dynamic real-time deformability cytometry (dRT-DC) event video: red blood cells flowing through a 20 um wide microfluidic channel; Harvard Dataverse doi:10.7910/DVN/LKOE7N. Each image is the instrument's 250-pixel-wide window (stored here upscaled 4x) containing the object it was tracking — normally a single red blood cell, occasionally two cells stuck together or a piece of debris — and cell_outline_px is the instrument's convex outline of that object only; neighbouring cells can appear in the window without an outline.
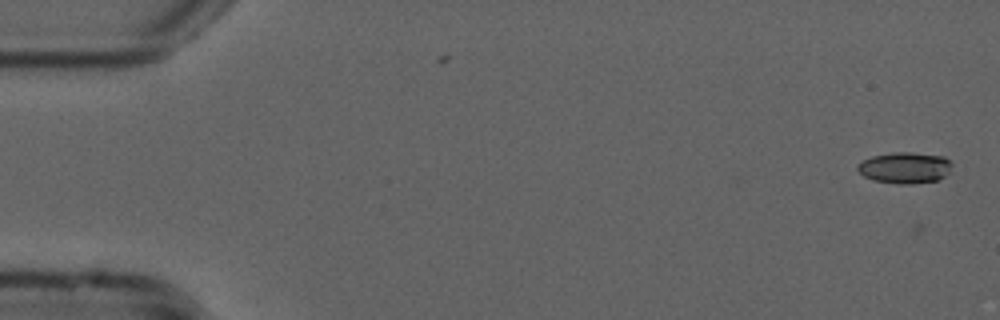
{"species": "common noctule bat (a hibernating species)", "species_latin": "Nyctalus noctula", "temperature_condition": "cold", "stored_images_in_passage": 6, "camera_frame_rate_fps": 3000, "um_per_image_px": 0.085, "animal": {"sex": "male", "forearm_length_mm": 52.5}, "frame": {"image": 1, "passage_image": 2, "time_ms": 0.333, "image_size_px": [1000, 320], "cell_outline_px": [[952, 164], [948, 172], [944, 176], [936, 180], [912, 184], [896, 184], [872, 180], [864, 176], [856, 168], [856, 164], [872, 156], [892, 152], [912, 152], [944, 156]], "centroid_in_image_um": [76.88, 14.25], "position_along_channel_um": 8.1, "area_um2": 17.22}}